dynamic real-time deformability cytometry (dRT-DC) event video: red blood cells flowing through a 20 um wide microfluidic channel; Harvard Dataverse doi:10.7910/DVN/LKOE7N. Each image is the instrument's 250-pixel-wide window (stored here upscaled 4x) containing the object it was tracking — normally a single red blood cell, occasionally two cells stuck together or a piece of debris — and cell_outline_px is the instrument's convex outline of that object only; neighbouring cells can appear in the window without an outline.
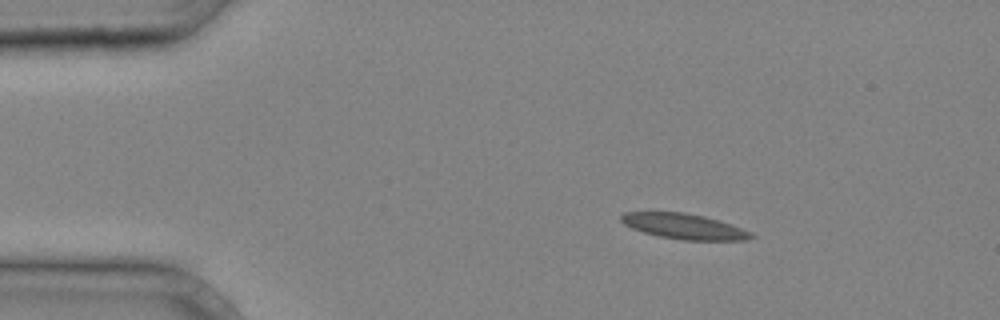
{"species": "common noctule bat (a hibernating species)", "species_latin": "Nyctalus noctula", "temperature_condition": "cold", "stored_images_in_passage": 3, "camera_frame_rate_fps": 3000, "um_per_image_px": 0.085, "animal": {"sex": "male", "body_mass_g": 20.4}, "frame": {"image": 1, "passage_image": 1, "time_ms": 0.0, "image_size_px": [1000, 320], "cell_outline_px": [[756, 236], [748, 240], [680, 240], [660, 236], [644, 232], [632, 228], [624, 224], [620, 220], [620, 216], [624, 212], [684, 212], [704, 216], [720, 220], [732, 224], [752, 232]], "centroid_in_image_um": [58.18, 19.24], "position_along_channel_um": 26.8, "area_um2": 19.36}}
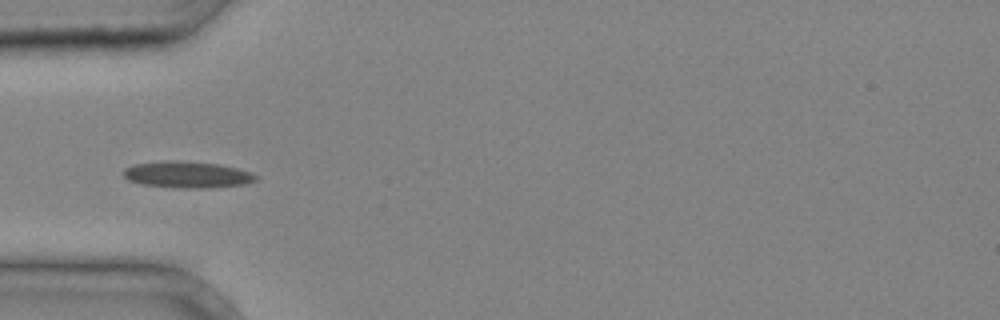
{"frame": {"image": 2, "passage_image": 2, "time_ms": 0.333, "image_size_px": [1000, 320], "cell_outline_px": [[256, 180], [244, 184], [208, 188], [184, 188], [144, 184], [128, 180], [124, 176], [124, 168], [132, 164], [164, 160], [184, 160], [216, 164], [236, 168], [252, 172], [256, 176]], "centroid_in_image_um": [15.89, 14.82], "position_along_channel_um": 69.1, "area_um2": 20.4}}
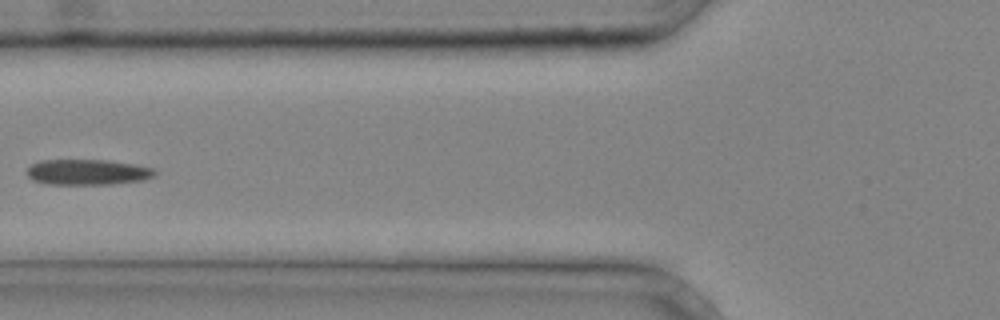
{"frame": {"image": 3, "passage_image": 3, "time_ms": 0.667, "image_size_px": [1000, 320], "cell_outline_px": [[156, 176], [144, 180], [112, 184], [48, 184], [32, 180], [28, 176], [28, 168], [32, 164], [40, 160], [108, 160], [132, 164], [152, 168], [156, 172]], "centroid_in_image_um": [7.45, 14.63], "position_along_channel_um": 118.3, "area_um2": 19.02}}